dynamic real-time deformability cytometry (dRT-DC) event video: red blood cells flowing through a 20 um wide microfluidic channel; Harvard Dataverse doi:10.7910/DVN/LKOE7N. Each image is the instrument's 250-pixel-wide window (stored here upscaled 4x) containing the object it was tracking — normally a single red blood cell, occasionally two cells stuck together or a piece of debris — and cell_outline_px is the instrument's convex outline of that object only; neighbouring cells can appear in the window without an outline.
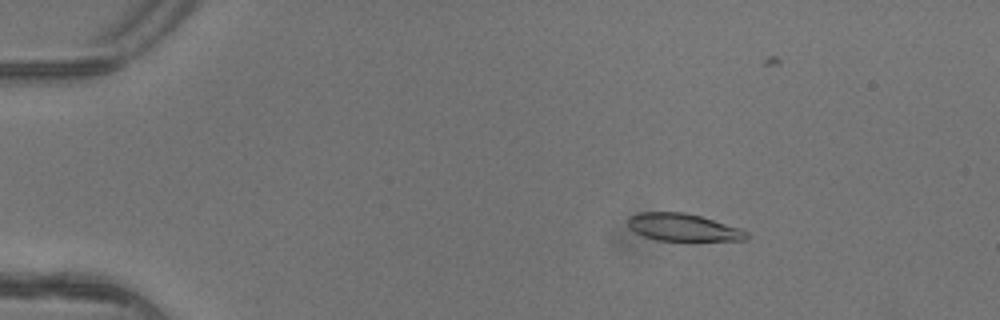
{"species": "common noctule bat (a hibernating species)", "species_latin": "Nyctalus noctula", "temperature_condition": "warm", "stored_images_in_passage": 6, "camera_frame_rate_fps": 3000, "um_per_image_px": 0.085, "animal": {"sex": "female"}, "frame": {"image": 1, "passage_image": 3, "time_ms": 0.667, "image_size_px": [1000, 320], "cell_outline_px": [[748, 240], [688, 244], [656, 240], [644, 236], [628, 228], [628, 216], [640, 212], [684, 212], [700, 216], [740, 228], [748, 232]], "centroid_in_image_um": [58.12, 19.39], "position_along_channel_um": 26.9, "area_um2": 20.17}}
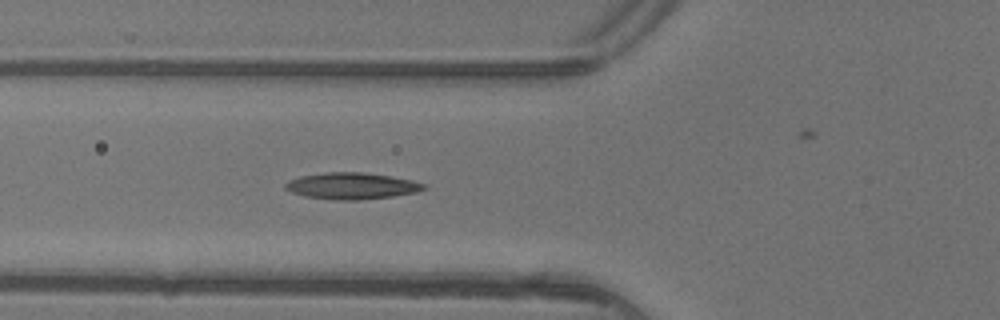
{"frame": {"image": 2, "passage_image": 6, "time_ms": 1.667, "image_size_px": [1000, 320], "cell_outline_px": [[428, 188], [416, 192], [392, 196], [360, 200], [332, 200], [304, 196], [292, 192], [284, 188], [284, 184], [288, 180], [300, 176], [324, 172], [364, 172], [392, 176], [412, 180], [428, 184]], "centroid_in_image_um": [29.91, 15.8], "position_along_channel_um": 95.9, "area_um2": 21.68}}